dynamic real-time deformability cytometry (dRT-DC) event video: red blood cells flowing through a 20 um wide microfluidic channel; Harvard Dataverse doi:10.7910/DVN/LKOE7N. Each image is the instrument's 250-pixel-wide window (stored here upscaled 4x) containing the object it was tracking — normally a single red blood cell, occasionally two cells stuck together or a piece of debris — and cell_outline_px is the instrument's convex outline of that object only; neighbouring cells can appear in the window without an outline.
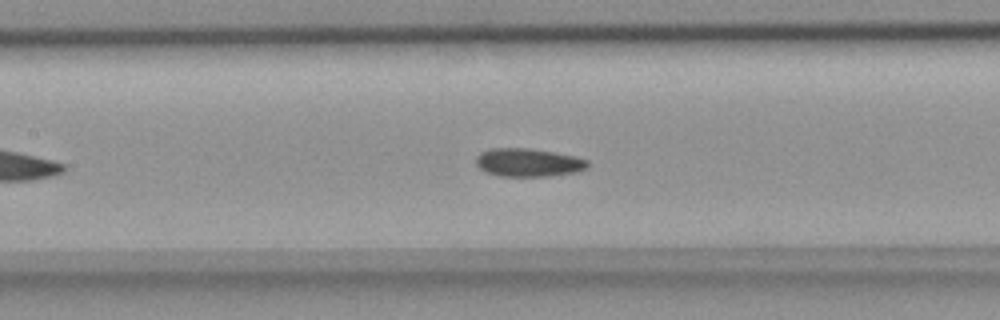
{"species": "common noctule bat (a hibernating species)", "species_latin": "Nyctalus noctula", "temperature_condition": "room temperature", "stored_images_in_passage": 34, "camera_frame_rate_fps": 3000, "um_per_image_px": 0.085, "animal": {"sex": "female", "body_mass_g": 18.4}, "frame": {"image": 1, "passage_image": 16, "time_ms": 5.0, "image_size_px": [1000, 320], "cell_outline_px": [[588, 168], [576, 172], [552, 176], [500, 176], [488, 172], [480, 168], [476, 164], [476, 156], [480, 152], [492, 148], [528, 148], [556, 152], [576, 156], [588, 160]], "centroid_in_image_um": [44.94, 13.81], "position_along_channel_um": 162.5, "area_um2": 18.5}}
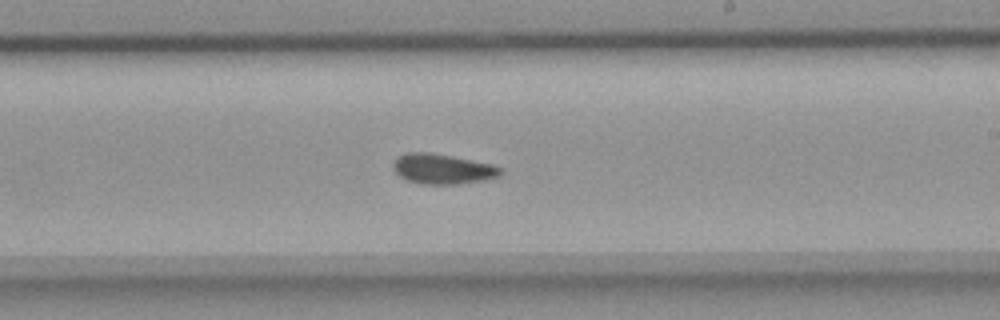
{"frame": {"image": 2, "passage_image": 23, "time_ms": 7.333, "image_size_px": [1000, 320], "cell_outline_px": [[504, 172], [500, 176], [484, 180], [456, 184], [420, 184], [408, 180], [400, 176], [392, 168], [392, 164], [400, 156], [408, 152], [432, 152], [492, 164], [500, 168]], "centroid_in_image_um": [37.63, 14.36], "position_along_channel_um": 251.4, "area_um2": 18.79}}
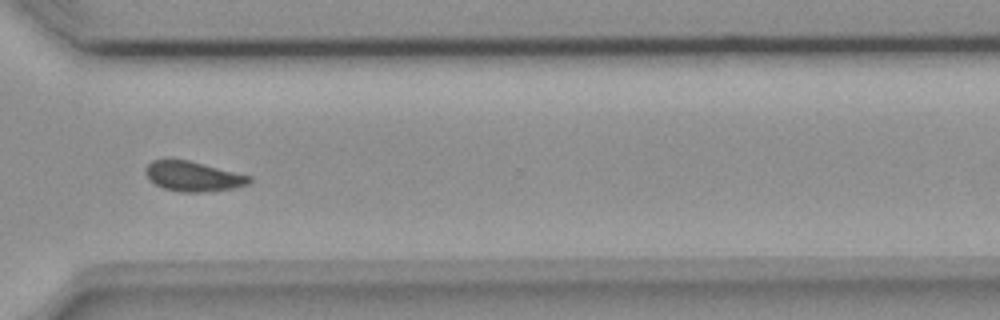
{"frame": {"image": 3, "passage_image": 31, "time_ms": 10.0, "image_size_px": [1000, 320], "cell_outline_px": [[252, 180], [248, 184], [232, 188], [204, 192], [180, 192], [164, 188], [156, 184], [144, 172], [144, 168], [152, 160], [188, 160], [252, 176]], "centroid_in_image_um": [16.43, 14.99], "position_along_channel_um": 354.2, "area_um2": 17.86}, "authors_computed_cell_mechanics": {"area_um2": 18.496, "velocity_mm_per_s": 3.8213, "shape_relaxation_time_tau1_ms": null, "shape_relaxation_time_tau2_ms": 4.0121, "deformation_change_tau1": null, "deformation_change_tau2": 0.0964}}